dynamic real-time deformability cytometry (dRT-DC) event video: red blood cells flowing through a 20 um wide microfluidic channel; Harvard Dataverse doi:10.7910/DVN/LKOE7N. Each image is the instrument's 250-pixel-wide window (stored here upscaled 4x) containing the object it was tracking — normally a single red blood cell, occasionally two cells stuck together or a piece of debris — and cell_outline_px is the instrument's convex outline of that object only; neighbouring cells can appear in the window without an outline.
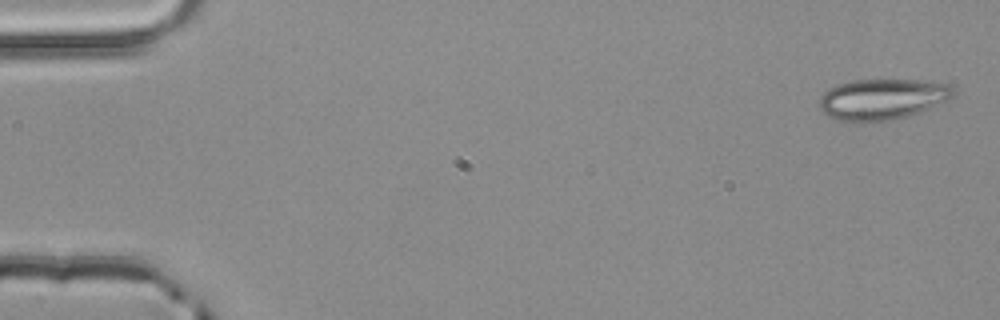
{"species": "common noctule bat (a hibernating species)", "species_latin": "Nyctalus noctula", "temperature_condition": "room temperature", "stored_images_in_passage": 4, "camera_frame_rate_fps": 3000, "um_per_image_px": 0.085, "animal": {"sex": "male", "body_mass_g": 20.4}, "frame": {"image": 1, "passage_image": 1, "time_ms": 0.0, "image_size_px": [1000, 320], "cell_outline_px": [[956, 92], [948, 100], [908, 116], [888, 120], [860, 124], [848, 124], [828, 116], [816, 104], [820, 96], [828, 88], [852, 80], [916, 80], [948, 84]], "centroid_in_image_um": [74.91, 8.46], "position_along_channel_um": 10.1, "area_um2": 32.31}}